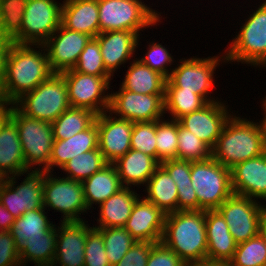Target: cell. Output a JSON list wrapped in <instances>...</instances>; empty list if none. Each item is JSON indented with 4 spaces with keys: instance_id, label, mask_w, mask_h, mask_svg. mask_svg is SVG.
<instances>
[{
    "instance_id": "7a4b0ae2",
    "label": "cell",
    "mask_w": 266,
    "mask_h": 266,
    "mask_svg": "<svg viewBox=\"0 0 266 266\" xmlns=\"http://www.w3.org/2000/svg\"><path fill=\"white\" fill-rule=\"evenodd\" d=\"M161 242L187 266L207 260L205 211L188 210L167 214Z\"/></svg>"
},
{
    "instance_id": "9a60e30c",
    "label": "cell",
    "mask_w": 266,
    "mask_h": 266,
    "mask_svg": "<svg viewBox=\"0 0 266 266\" xmlns=\"http://www.w3.org/2000/svg\"><path fill=\"white\" fill-rule=\"evenodd\" d=\"M164 95L134 93L120 86L110 94L108 112L131 122L156 121L165 114Z\"/></svg>"
},
{
    "instance_id": "d4e9b609",
    "label": "cell",
    "mask_w": 266,
    "mask_h": 266,
    "mask_svg": "<svg viewBox=\"0 0 266 266\" xmlns=\"http://www.w3.org/2000/svg\"><path fill=\"white\" fill-rule=\"evenodd\" d=\"M26 170L16 123L8 116L0 125V174L3 178L23 176Z\"/></svg>"
},
{
    "instance_id": "f6af8a7d",
    "label": "cell",
    "mask_w": 266,
    "mask_h": 266,
    "mask_svg": "<svg viewBox=\"0 0 266 266\" xmlns=\"http://www.w3.org/2000/svg\"><path fill=\"white\" fill-rule=\"evenodd\" d=\"M105 252L102 234L92 228L87 233L84 266H111Z\"/></svg>"
},
{
    "instance_id": "7dc6e473",
    "label": "cell",
    "mask_w": 266,
    "mask_h": 266,
    "mask_svg": "<svg viewBox=\"0 0 266 266\" xmlns=\"http://www.w3.org/2000/svg\"><path fill=\"white\" fill-rule=\"evenodd\" d=\"M147 266H187L180 257L162 242L155 243L149 254Z\"/></svg>"
},
{
    "instance_id": "ac0fdd59",
    "label": "cell",
    "mask_w": 266,
    "mask_h": 266,
    "mask_svg": "<svg viewBox=\"0 0 266 266\" xmlns=\"http://www.w3.org/2000/svg\"><path fill=\"white\" fill-rule=\"evenodd\" d=\"M224 103L210 102L198 111L184 115L177 121L183 127L194 133L211 150L221 135L225 123L231 117Z\"/></svg>"
},
{
    "instance_id": "603a6c76",
    "label": "cell",
    "mask_w": 266,
    "mask_h": 266,
    "mask_svg": "<svg viewBox=\"0 0 266 266\" xmlns=\"http://www.w3.org/2000/svg\"><path fill=\"white\" fill-rule=\"evenodd\" d=\"M207 235V260L229 262L236 250L237 243L229 227L217 210L205 211Z\"/></svg>"
},
{
    "instance_id": "6f0895ef",
    "label": "cell",
    "mask_w": 266,
    "mask_h": 266,
    "mask_svg": "<svg viewBox=\"0 0 266 266\" xmlns=\"http://www.w3.org/2000/svg\"><path fill=\"white\" fill-rule=\"evenodd\" d=\"M4 181V178L0 174V184Z\"/></svg>"
},
{
    "instance_id": "b9f144b4",
    "label": "cell",
    "mask_w": 266,
    "mask_h": 266,
    "mask_svg": "<svg viewBox=\"0 0 266 266\" xmlns=\"http://www.w3.org/2000/svg\"><path fill=\"white\" fill-rule=\"evenodd\" d=\"M211 157V149L194 133L183 128L178 122L177 159L202 161Z\"/></svg>"
},
{
    "instance_id": "4dcf8cb0",
    "label": "cell",
    "mask_w": 266,
    "mask_h": 266,
    "mask_svg": "<svg viewBox=\"0 0 266 266\" xmlns=\"http://www.w3.org/2000/svg\"><path fill=\"white\" fill-rule=\"evenodd\" d=\"M145 199L158 207L165 215L177 211V186L168 172L159 165L145 185Z\"/></svg>"
},
{
    "instance_id": "9f6ffc18",
    "label": "cell",
    "mask_w": 266,
    "mask_h": 266,
    "mask_svg": "<svg viewBox=\"0 0 266 266\" xmlns=\"http://www.w3.org/2000/svg\"><path fill=\"white\" fill-rule=\"evenodd\" d=\"M260 234L264 237L266 242V214L264 213L260 223Z\"/></svg>"
},
{
    "instance_id": "d6a6232c",
    "label": "cell",
    "mask_w": 266,
    "mask_h": 266,
    "mask_svg": "<svg viewBox=\"0 0 266 266\" xmlns=\"http://www.w3.org/2000/svg\"><path fill=\"white\" fill-rule=\"evenodd\" d=\"M56 234L57 228L54 226L44 235L26 239L19 247L21 266L32 261L36 266H52L56 250Z\"/></svg>"
},
{
    "instance_id": "ee69618b",
    "label": "cell",
    "mask_w": 266,
    "mask_h": 266,
    "mask_svg": "<svg viewBox=\"0 0 266 266\" xmlns=\"http://www.w3.org/2000/svg\"><path fill=\"white\" fill-rule=\"evenodd\" d=\"M131 149L151 155L157 160L156 121L133 122Z\"/></svg>"
},
{
    "instance_id": "4fadbf2b",
    "label": "cell",
    "mask_w": 266,
    "mask_h": 266,
    "mask_svg": "<svg viewBox=\"0 0 266 266\" xmlns=\"http://www.w3.org/2000/svg\"><path fill=\"white\" fill-rule=\"evenodd\" d=\"M255 199L232 194L217 209L225 219L229 232L237 244L260 233L264 205Z\"/></svg>"
},
{
    "instance_id": "5bb4252c",
    "label": "cell",
    "mask_w": 266,
    "mask_h": 266,
    "mask_svg": "<svg viewBox=\"0 0 266 266\" xmlns=\"http://www.w3.org/2000/svg\"><path fill=\"white\" fill-rule=\"evenodd\" d=\"M178 67L172 68L170 76L167 78L166 86H176L183 91L194 92L202 96L208 103L218 101L209 98L213 90L214 70L220 65L218 56L208 58L180 59Z\"/></svg>"
},
{
    "instance_id": "8fae6325",
    "label": "cell",
    "mask_w": 266,
    "mask_h": 266,
    "mask_svg": "<svg viewBox=\"0 0 266 266\" xmlns=\"http://www.w3.org/2000/svg\"><path fill=\"white\" fill-rule=\"evenodd\" d=\"M61 74L66 81L68 100L71 107L85 108L97 115L108 111L110 93L104 94L110 89L111 76L83 74L74 69Z\"/></svg>"
},
{
    "instance_id": "816d5d0a",
    "label": "cell",
    "mask_w": 266,
    "mask_h": 266,
    "mask_svg": "<svg viewBox=\"0 0 266 266\" xmlns=\"http://www.w3.org/2000/svg\"><path fill=\"white\" fill-rule=\"evenodd\" d=\"M15 219L0 202V231H10Z\"/></svg>"
},
{
    "instance_id": "f5cc1de1",
    "label": "cell",
    "mask_w": 266,
    "mask_h": 266,
    "mask_svg": "<svg viewBox=\"0 0 266 266\" xmlns=\"http://www.w3.org/2000/svg\"><path fill=\"white\" fill-rule=\"evenodd\" d=\"M12 105L8 100L0 96V125L9 116V111ZM9 106V107H8Z\"/></svg>"
},
{
    "instance_id": "f907efd6",
    "label": "cell",
    "mask_w": 266,
    "mask_h": 266,
    "mask_svg": "<svg viewBox=\"0 0 266 266\" xmlns=\"http://www.w3.org/2000/svg\"><path fill=\"white\" fill-rule=\"evenodd\" d=\"M11 41L0 31V86L4 79L5 58Z\"/></svg>"
},
{
    "instance_id": "d590c367",
    "label": "cell",
    "mask_w": 266,
    "mask_h": 266,
    "mask_svg": "<svg viewBox=\"0 0 266 266\" xmlns=\"http://www.w3.org/2000/svg\"><path fill=\"white\" fill-rule=\"evenodd\" d=\"M207 104L208 102L202 96L194 92L183 91L176 86L165 87L164 111L170 113L173 120L198 111Z\"/></svg>"
},
{
    "instance_id": "bcb514c9",
    "label": "cell",
    "mask_w": 266,
    "mask_h": 266,
    "mask_svg": "<svg viewBox=\"0 0 266 266\" xmlns=\"http://www.w3.org/2000/svg\"><path fill=\"white\" fill-rule=\"evenodd\" d=\"M148 48V52H146V56H144L140 60L146 66L159 72L164 77L168 78L170 76L169 69H167V65H172L173 57L169 54L168 50L165 46L161 44H157L156 42L150 43Z\"/></svg>"
},
{
    "instance_id": "1f68e13d",
    "label": "cell",
    "mask_w": 266,
    "mask_h": 266,
    "mask_svg": "<svg viewBox=\"0 0 266 266\" xmlns=\"http://www.w3.org/2000/svg\"><path fill=\"white\" fill-rule=\"evenodd\" d=\"M126 71L122 88L142 94H165L167 78L136 58Z\"/></svg>"
},
{
    "instance_id": "681fc988",
    "label": "cell",
    "mask_w": 266,
    "mask_h": 266,
    "mask_svg": "<svg viewBox=\"0 0 266 266\" xmlns=\"http://www.w3.org/2000/svg\"><path fill=\"white\" fill-rule=\"evenodd\" d=\"M154 244L136 241L120 262L114 266H147V260Z\"/></svg>"
},
{
    "instance_id": "8d00e7d4",
    "label": "cell",
    "mask_w": 266,
    "mask_h": 266,
    "mask_svg": "<svg viewBox=\"0 0 266 266\" xmlns=\"http://www.w3.org/2000/svg\"><path fill=\"white\" fill-rule=\"evenodd\" d=\"M108 162L99 149L90 150L88 152L76 155L70 159L61 170L67 173L68 179L83 182L97 171L106 166Z\"/></svg>"
},
{
    "instance_id": "ba28073f",
    "label": "cell",
    "mask_w": 266,
    "mask_h": 266,
    "mask_svg": "<svg viewBox=\"0 0 266 266\" xmlns=\"http://www.w3.org/2000/svg\"><path fill=\"white\" fill-rule=\"evenodd\" d=\"M9 117L17 125L26 170L32 169L37 164L38 169H41L42 164V169L49 171V160L54 143L51 123L27 117L14 105H11Z\"/></svg>"
},
{
    "instance_id": "9c48e42d",
    "label": "cell",
    "mask_w": 266,
    "mask_h": 266,
    "mask_svg": "<svg viewBox=\"0 0 266 266\" xmlns=\"http://www.w3.org/2000/svg\"><path fill=\"white\" fill-rule=\"evenodd\" d=\"M36 168L32 171L25 170L24 174L28 175L17 187L16 175L4 178L0 184V202L14 218L37 208H44L43 184L47 171Z\"/></svg>"
},
{
    "instance_id": "d6986e66",
    "label": "cell",
    "mask_w": 266,
    "mask_h": 266,
    "mask_svg": "<svg viewBox=\"0 0 266 266\" xmlns=\"http://www.w3.org/2000/svg\"><path fill=\"white\" fill-rule=\"evenodd\" d=\"M60 224L56 234V250L52 266H84L87 233L93 227L85 221Z\"/></svg>"
},
{
    "instance_id": "3957f363",
    "label": "cell",
    "mask_w": 266,
    "mask_h": 266,
    "mask_svg": "<svg viewBox=\"0 0 266 266\" xmlns=\"http://www.w3.org/2000/svg\"><path fill=\"white\" fill-rule=\"evenodd\" d=\"M233 116L211 150V156L228 169L265 152L260 124Z\"/></svg>"
},
{
    "instance_id": "f1b7e54d",
    "label": "cell",
    "mask_w": 266,
    "mask_h": 266,
    "mask_svg": "<svg viewBox=\"0 0 266 266\" xmlns=\"http://www.w3.org/2000/svg\"><path fill=\"white\" fill-rule=\"evenodd\" d=\"M82 184L85 202L89 210L94 203L100 205L124 187L113 163H108L101 170L85 179Z\"/></svg>"
},
{
    "instance_id": "db71d44e",
    "label": "cell",
    "mask_w": 266,
    "mask_h": 266,
    "mask_svg": "<svg viewBox=\"0 0 266 266\" xmlns=\"http://www.w3.org/2000/svg\"><path fill=\"white\" fill-rule=\"evenodd\" d=\"M263 109H264V117L262 118V120L259 121V124H260V127H261V131H262V137H263V144H264V148H265V151H266V97L265 99L263 98Z\"/></svg>"
},
{
    "instance_id": "e575fe53",
    "label": "cell",
    "mask_w": 266,
    "mask_h": 266,
    "mask_svg": "<svg viewBox=\"0 0 266 266\" xmlns=\"http://www.w3.org/2000/svg\"><path fill=\"white\" fill-rule=\"evenodd\" d=\"M45 214V208H37L15 219L9 232L19 247L26 239L44 235L55 226Z\"/></svg>"
},
{
    "instance_id": "f35d334b",
    "label": "cell",
    "mask_w": 266,
    "mask_h": 266,
    "mask_svg": "<svg viewBox=\"0 0 266 266\" xmlns=\"http://www.w3.org/2000/svg\"><path fill=\"white\" fill-rule=\"evenodd\" d=\"M178 121L156 120V151L159 163L177 159Z\"/></svg>"
},
{
    "instance_id": "f546056e",
    "label": "cell",
    "mask_w": 266,
    "mask_h": 266,
    "mask_svg": "<svg viewBox=\"0 0 266 266\" xmlns=\"http://www.w3.org/2000/svg\"><path fill=\"white\" fill-rule=\"evenodd\" d=\"M160 165L168 172L177 186V211L198 210V199L191 181V161L172 159Z\"/></svg>"
},
{
    "instance_id": "5b68a950",
    "label": "cell",
    "mask_w": 266,
    "mask_h": 266,
    "mask_svg": "<svg viewBox=\"0 0 266 266\" xmlns=\"http://www.w3.org/2000/svg\"><path fill=\"white\" fill-rule=\"evenodd\" d=\"M191 181L198 199V210H217L232 194L231 169L212 156L191 161Z\"/></svg>"
},
{
    "instance_id": "83f0119b",
    "label": "cell",
    "mask_w": 266,
    "mask_h": 266,
    "mask_svg": "<svg viewBox=\"0 0 266 266\" xmlns=\"http://www.w3.org/2000/svg\"><path fill=\"white\" fill-rule=\"evenodd\" d=\"M130 187H123L99 205L100 213L97 220L99 226L93 228L124 227L130 217L136 200L140 197ZM97 226V227H96Z\"/></svg>"
},
{
    "instance_id": "836d02e7",
    "label": "cell",
    "mask_w": 266,
    "mask_h": 266,
    "mask_svg": "<svg viewBox=\"0 0 266 266\" xmlns=\"http://www.w3.org/2000/svg\"><path fill=\"white\" fill-rule=\"evenodd\" d=\"M97 114L85 109L70 107L51 123L54 140H64L89 128Z\"/></svg>"
},
{
    "instance_id": "60d3db41",
    "label": "cell",
    "mask_w": 266,
    "mask_h": 266,
    "mask_svg": "<svg viewBox=\"0 0 266 266\" xmlns=\"http://www.w3.org/2000/svg\"><path fill=\"white\" fill-rule=\"evenodd\" d=\"M230 266H266V242L259 233L237 244Z\"/></svg>"
},
{
    "instance_id": "277c9868",
    "label": "cell",
    "mask_w": 266,
    "mask_h": 266,
    "mask_svg": "<svg viewBox=\"0 0 266 266\" xmlns=\"http://www.w3.org/2000/svg\"><path fill=\"white\" fill-rule=\"evenodd\" d=\"M13 105L27 117L54 122L71 107L64 76L54 73L34 90L24 94Z\"/></svg>"
},
{
    "instance_id": "ffe728a7",
    "label": "cell",
    "mask_w": 266,
    "mask_h": 266,
    "mask_svg": "<svg viewBox=\"0 0 266 266\" xmlns=\"http://www.w3.org/2000/svg\"><path fill=\"white\" fill-rule=\"evenodd\" d=\"M165 214L145 198H138L124 228L136 241L161 242Z\"/></svg>"
},
{
    "instance_id": "11a10c76",
    "label": "cell",
    "mask_w": 266,
    "mask_h": 266,
    "mask_svg": "<svg viewBox=\"0 0 266 266\" xmlns=\"http://www.w3.org/2000/svg\"><path fill=\"white\" fill-rule=\"evenodd\" d=\"M190 266H230L229 262H219V261H201L199 263L192 264Z\"/></svg>"
},
{
    "instance_id": "7bdbcfd3",
    "label": "cell",
    "mask_w": 266,
    "mask_h": 266,
    "mask_svg": "<svg viewBox=\"0 0 266 266\" xmlns=\"http://www.w3.org/2000/svg\"><path fill=\"white\" fill-rule=\"evenodd\" d=\"M83 74L95 76H111L105 68L99 42L92 38L80 54L77 64L73 68Z\"/></svg>"
},
{
    "instance_id": "44dd1931",
    "label": "cell",
    "mask_w": 266,
    "mask_h": 266,
    "mask_svg": "<svg viewBox=\"0 0 266 266\" xmlns=\"http://www.w3.org/2000/svg\"><path fill=\"white\" fill-rule=\"evenodd\" d=\"M233 194L266 201V151L231 168Z\"/></svg>"
},
{
    "instance_id": "74e56055",
    "label": "cell",
    "mask_w": 266,
    "mask_h": 266,
    "mask_svg": "<svg viewBox=\"0 0 266 266\" xmlns=\"http://www.w3.org/2000/svg\"><path fill=\"white\" fill-rule=\"evenodd\" d=\"M103 237L106 256L110 265L120 262L136 240L124 227L96 228Z\"/></svg>"
},
{
    "instance_id": "484cf974",
    "label": "cell",
    "mask_w": 266,
    "mask_h": 266,
    "mask_svg": "<svg viewBox=\"0 0 266 266\" xmlns=\"http://www.w3.org/2000/svg\"><path fill=\"white\" fill-rule=\"evenodd\" d=\"M121 183L125 187L147 184L160 163L151 155L130 149L114 163Z\"/></svg>"
},
{
    "instance_id": "7c38bea8",
    "label": "cell",
    "mask_w": 266,
    "mask_h": 266,
    "mask_svg": "<svg viewBox=\"0 0 266 266\" xmlns=\"http://www.w3.org/2000/svg\"><path fill=\"white\" fill-rule=\"evenodd\" d=\"M61 8L54 0H27L15 43L43 45L61 25Z\"/></svg>"
},
{
    "instance_id": "c3c4849f",
    "label": "cell",
    "mask_w": 266,
    "mask_h": 266,
    "mask_svg": "<svg viewBox=\"0 0 266 266\" xmlns=\"http://www.w3.org/2000/svg\"><path fill=\"white\" fill-rule=\"evenodd\" d=\"M0 266H21L19 246L9 231H0Z\"/></svg>"
},
{
    "instance_id": "e0dca14e",
    "label": "cell",
    "mask_w": 266,
    "mask_h": 266,
    "mask_svg": "<svg viewBox=\"0 0 266 266\" xmlns=\"http://www.w3.org/2000/svg\"><path fill=\"white\" fill-rule=\"evenodd\" d=\"M108 111L97 115L98 149L108 163H114L131 149L133 122L112 117ZM111 115V116H110Z\"/></svg>"
},
{
    "instance_id": "52a82bcc",
    "label": "cell",
    "mask_w": 266,
    "mask_h": 266,
    "mask_svg": "<svg viewBox=\"0 0 266 266\" xmlns=\"http://www.w3.org/2000/svg\"><path fill=\"white\" fill-rule=\"evenodd\" d=\"M235 39L232 40L228 51L225 50L224 62H241L254 67H266V0L259 5Z\"/></svg>"
},
{
    "instance_id": "6da1fadb",
    "label": "cell",
    "mask_w": 266,
    "mask_h": 266,
    "mask_svg": "<svg viewBox=\"0 0 266 266\" xmlns=\"http://www.w3.org/2000/svg\"><path fill=\"white\" fill-rule=\"evenodd\" d=\"M32 46L43 49L40 52ZM43 50L44 52H42ZM53 74L44 45L11 42L5 58L4 79L0 86V96L13 105L24 94L34 90Z\"/></svg>"
},
{
    "instance_id": "30bf717a",
    "label": "cell",
    "mask_w": 266,
    "mask_h": 266,
    "mask_svg": "<svg viewBox=\"0 0 266 266\" xmlns=\"http://www.w3.org/2000/svg\"><path fill=\"white\" fill-rule=\"evenodd\" d=\"M51 173L46 172L43 184L44 208L50 207L56 212H61L63 223L83 222L84 220L79 216L89 209L85 202L82 182L67 177H53Z\"/></svg>"
},
{
    "instance_id": "2e32d148",
    "label": "cell",
    "mask_w": 266,
    "mask_h": 266,
    "mask_svg": "<svg viewBox=\"0 0 266 266\" xmlns=\"http://www.w3.org/2000/svg\"><path fill=\"white\" fill-rule=\"evenodd\" d=\"M91 39L92 37L87 34L73 31L60 25L43 44L53 72L61 74L73 69L85 45Z\"/></svg>"
},
{
    "instance_id": "4316f807",
    "label": "cell",
    "mask_w": 266,
    "mask_h": 266,
    "mask_svg": "<svg viewBox=\"0 0 266 266\" xmlns=\"http://www.w3.org/2000/svg\"><path fill=\"white\" fill-rule=\"evenodd\" d=\"M98 149V130L96 121L87 129L64 140H54L49 160V172L54 167L62 168L76 155Z\"/></svg>"
},
{
    "instance_id": "ab89813d",
    "label": "cell",
    "mask_w": 266,
    "mask_h": 266,
    "mask_svg": "<svg viewBox=\"0 0 266 266\" xmlns=\"http://www.w3.org/2000/svg\"><path fill=\"white\" fill-rule=\"evenodd\" d=\"M27 0H0V30L13 43L20 38Z\"/></svg>"
},
{
    "instance_id": "7402d4cb",
    "label": "cell",
    "mask_w": 266,
    "mask_h": 266,
    "mask_svg": "<svg viewBox=\"0 0 266 266\" xmlns=\"http://www.w3.org/2000/svg\"><path fill=\"white\" fill-rule=\"evenodd\" d=\"M95 39L99 42L106 71L113 76L120 65L133 57V53L139 45L140 34L116 30L101 32Z\"/></svg>"
},
{
    "instance_id": "8992f818",
    "label": "cell",
    "mask_w": 266,
    "mask_h": 266,
    "mask_svg": "<svg viewBox=\"0 0 266 266\" xmlns=\"http://www.w3.org/2000/svg\"><path fill=\"white\" fill-rule=\"evenodd\" d=\"M98 9L100 33L123 30L139 34L160 21V13L141 0H98Z\"/></svg>"
},
{
    "instance_id": "cb8c5ba5",
    "label": "cell",
    "mask_w": 266,
    "mask_h": 266,
    "mask_svg": "<svg viewBox=\"0 0 266 266\" xmlns=\"http://www.w3.org/2000/svg\"><path fill=\"white\" fill-rule=\"evenodd\" d=\"M61 25L95 38L100 33L98 0H64Z\"/></svg>"
},
{
    "instance_id": "680465c9",
    "label": "cell",
    "mask_w": 266,
    "mask_h": 266,
    "mask_svg": "<svg viewBox=\"0 0 266 266\" xmlns=\"http://www.w3.org/2000/svg\"><path fill=\"white\" fill-rule=\"evenodd\" d=\"M263 207H264V213L266 214V206L264 205Z\"/></svg>"
}]
</instances>
